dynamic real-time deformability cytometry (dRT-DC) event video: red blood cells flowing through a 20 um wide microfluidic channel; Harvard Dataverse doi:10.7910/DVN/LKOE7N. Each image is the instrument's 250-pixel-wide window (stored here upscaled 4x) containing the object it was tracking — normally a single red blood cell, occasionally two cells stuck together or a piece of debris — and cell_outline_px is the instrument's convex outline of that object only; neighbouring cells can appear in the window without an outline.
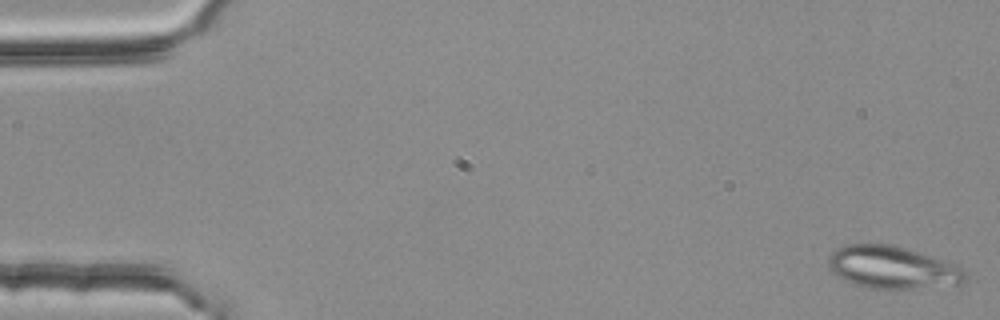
{"species": "common noctule bat (a hibernating species)", "species_latin": "Nyctalus noctula", "temperature_condition": "room temperature", "stored_images_in_passage": 52, "segment_of_instrument_passage": [1, 2], "camera_frame_rate_fps": 3000, "um_per_image_px": 0.085, "animal": {"sex": "female", "body_mass_g": 25.1}, "frame": {"image": 1, "passage_image": 1, "time_ms": 0.0, "image_size_px": [1000, 320], "cell_outline_px": [[968, 280], [964, 284], [912, 288], [868, 288], [852, 284], [844, 280], [832, 272], [828, 268], [828, 256], [836, 248], [844, 244], [896, 244], [920, 252], [952, 264], [960, 268], [968, 276]], "centroid_in_image_um": [75.81, 22.72], "position_along_channel_um": 9.2, "area_um2": 34.04}}